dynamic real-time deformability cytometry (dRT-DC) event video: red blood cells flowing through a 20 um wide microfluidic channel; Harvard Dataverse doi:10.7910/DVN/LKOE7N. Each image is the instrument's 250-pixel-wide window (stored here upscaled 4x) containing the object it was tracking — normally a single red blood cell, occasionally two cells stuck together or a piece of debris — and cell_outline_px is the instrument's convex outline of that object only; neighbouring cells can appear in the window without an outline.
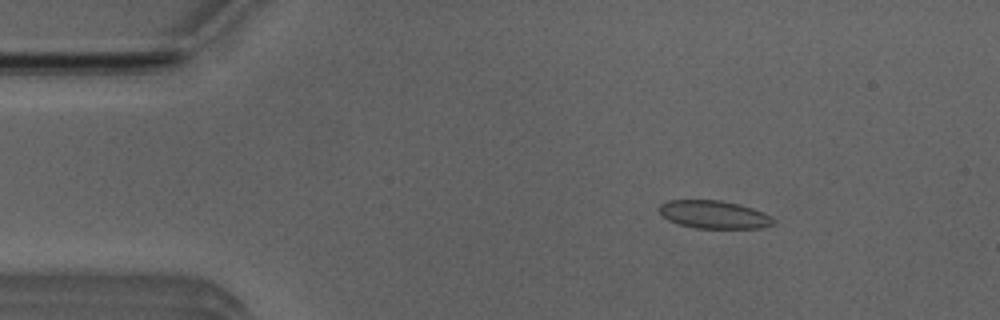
{"species": "Egyptian fruit bat (a non-hibernating species)", "species_latin": "Rousettus aegyptiacus", "temperature_condition": "room temperature", "stored_images_in_passage": 50, "camera_frame_rate_fps": 3000, "um_per_image_px": 0.085, "animal": {"sex": "male"}, "frame": {"image": 1, "passage_image": 7, "time_ms": 2.0, "image_size_px": [1000, 320], "cell_outline_px": [[776, 224], [760, 228], [696, 228], [680, 224], [668, 220], [656, 208], [660, 204], [668, 200], [720, 200], [740, 204], [764, 212], [772, 216], [776, 220]], "centroid_in_image_um": [60.72, 18.23], "position_along_channel_um": 24.3, "area_um2": 18.79}}
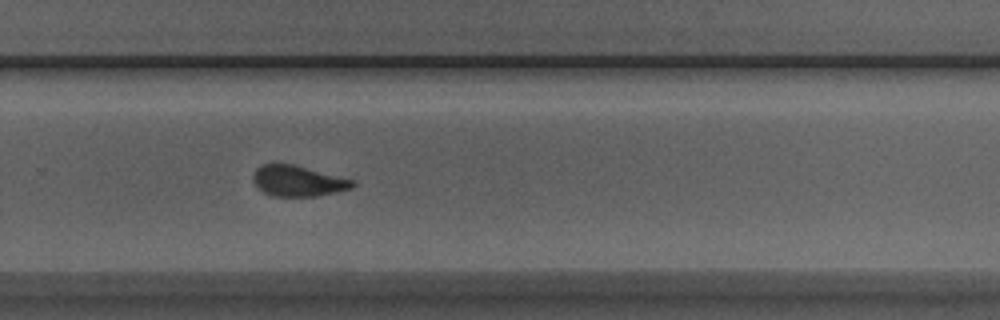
{"frame": {"image": 2, "passage_image": 33, "time_ms": 10.667, "image_size_px": [1000, 320], "cell_outline_px": [[356, 184], [352, 188], [336, 192], [316, 196], [272, 196], [264, 192], [252, 180], [252, 176], [256, 168], [260, 164], [276, 160], [296, 164], [356, 180]], "centroid_in_image_um": [25.31, 15.32], "position_along_channel_um": 304.5, "area_um2": 18.55}}
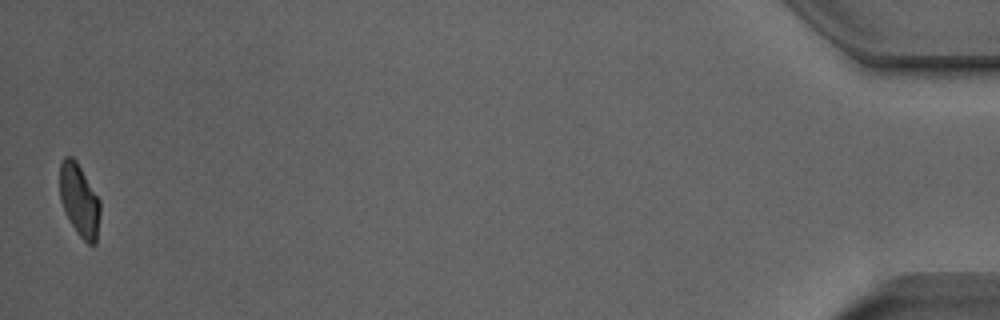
{"frame": {"image": 3, "passage_image": 50, "time_ms": 16.333, "image_size_px": [1000, 320], "cell_outline_px": [[100, 216], [96, 244], [88, 244], [76, 232], [60, 200], [60, 164], [64, 156], [72, 156], [76, 160], [100, 200]], "centroid_in_image_um": [6.76, 17.01], "position_along_channel_um": 428.4, "area_um2": 16.94}, "authors_computed_cell_mechanics": {"area_um2": 18.5538, "velocity_mm_per_s": 3.9758, "shape_relaxation_time_tau1_ms": 4.2136, "shape_relaxation_time_tau2_ms": 0.7822, "deformation_change_tau1": 0.0976, "deformation_change_tau2": 0.0583}}